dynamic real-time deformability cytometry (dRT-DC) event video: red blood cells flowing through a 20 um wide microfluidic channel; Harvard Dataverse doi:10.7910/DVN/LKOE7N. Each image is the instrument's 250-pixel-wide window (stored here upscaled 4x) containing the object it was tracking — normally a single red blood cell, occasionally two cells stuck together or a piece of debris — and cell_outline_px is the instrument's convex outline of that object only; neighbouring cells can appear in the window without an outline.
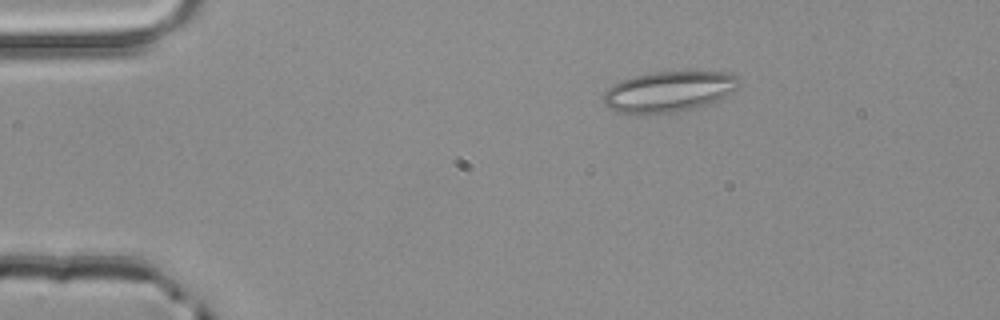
{"species": "common noctule bat (a hibernating species)", "species_latin": "Nyctalus noctula", "temperature_condition": "room temperature", "stored_images_in_passage": 3, "camera_frame_rate_fps": 3000, "um_per_image_px": 0.085, "animal": {"sex": "male", "body_mass_g": 20.4}, "frame": {"image": 1, "passage_image": 2, "time_ms": 0.333, "image_size_px": [1000, 320], "cell_outline_px": [[740, 88], [708, 104], [696, 108], [676, 112], [616, 112], [608, 108], [604, 104], [604, 92], [608, 88], [620, 80], [632, 76], [652, 72], [728, 72], [740, 76]], "centroid_in_image_um": [56.89, 7.76], "position_along_channel_um": 28.1, "area_um2": 31.96}}
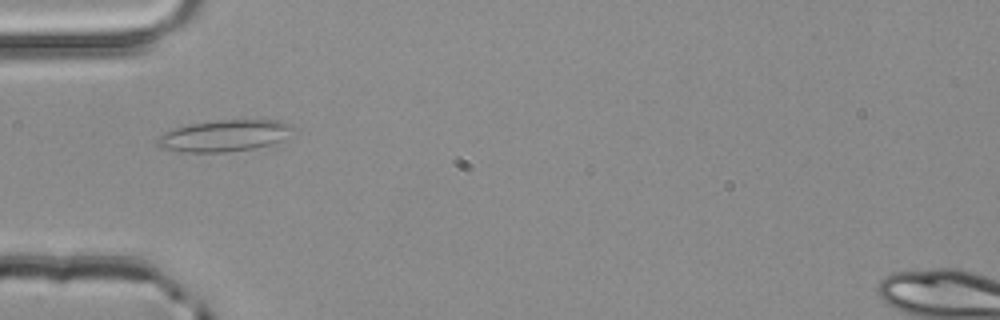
{"frame": {"image": 2, "passage_image": 3, "time_ms": 0.667, "image_size_px": [1000, 320], "cell_outline_px": [[296, 128], [280, 140], [268, 144], [252, 148], [224, 152], [184, 152], [160, 148], [156, 144], [156, 140], [164, 132], [188, 124], [216, 120], [280, 120], [292, 124]], "centroid_in_image_um": [19.04, 11.52], "position_along_channel_um": 66.0, "area_um2": 24.74}}